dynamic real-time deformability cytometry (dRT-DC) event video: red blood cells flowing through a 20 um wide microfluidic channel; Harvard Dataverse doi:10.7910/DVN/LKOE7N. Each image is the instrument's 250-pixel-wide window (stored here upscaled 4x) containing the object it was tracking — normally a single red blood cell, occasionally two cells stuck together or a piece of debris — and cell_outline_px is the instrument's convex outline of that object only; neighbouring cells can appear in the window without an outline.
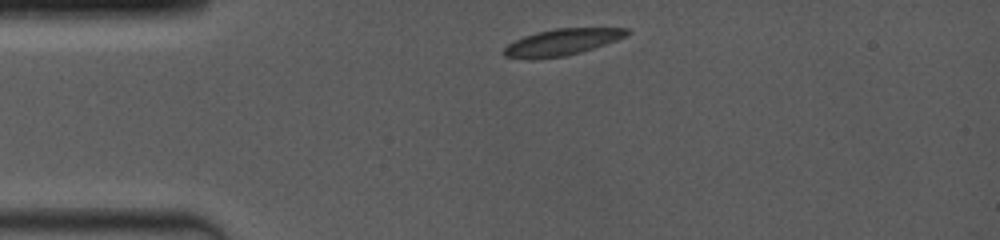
{"species": "common noctule bat (a hibernating species)", "species_latin": "Nyctalus noctula", "temperature_condition": "room temperature", "stored_images_in_passage": 29, "camera_frame_rate_fps": 4000, "um_per_image_px": 0.085, "animal": {"sex": "female", "body_mass_g": 19.0, "forearm_length_mm": 53.3}, "frame": {"image": 1, "passage_image": 1, "time_ms": 0.0, "image_size_px": [1000, 240], "cell_outline_px": [[632, 32], [628, 36], [580, 52], [564, 56], [532, 60], [528, 60], [504, 56], [500, 52], [508, 44], [524, 36], [536, 32], [556, 28], [628, 28]], "centroid_in_image_um": [47.73, 3.59], "position_along_channel_um": 37.3, "area_um2": 19.13}}
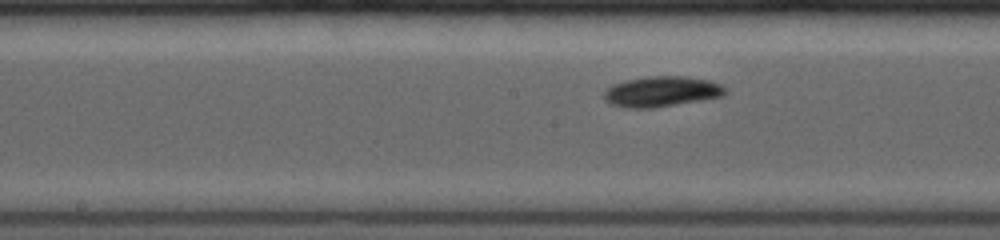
{"frame": {"image": 2, "passage_image": 13, "time_ms": 4.75, "image_size_px": [1000, 240], "cell_outline_px": [[728, 92], [724, 96], [652, 108], [624, 108], [608, 104], [604, 100], [604, 92], [612, 84], [624, 80], [648, 76], [684, 76], [708, 80], [720, 84]], "centroid_in_image_um": [56.19, 7.78], "position_along_channel_um": 192.0, "area_um2": 21.62}}
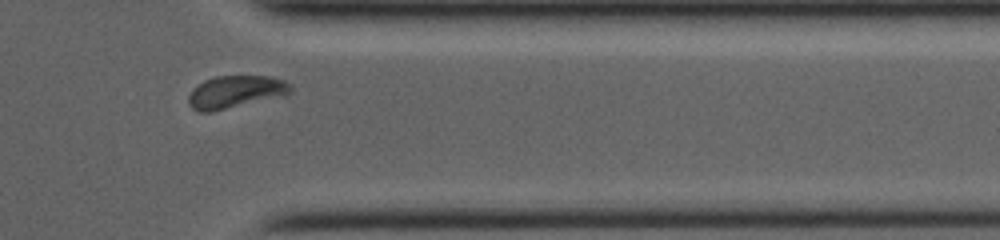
{"frame": {"image": 3, "passage_image": 25, "time_ms": 9.75, "image_size_px": [1000, 240], "cell_outline_px": [[292, 92], [284, 96], [212, 112], [200, 112], [192, 108], [188, 104], [188, 96], [192, 88], [204, 80], [216, 76], [272, 76], [284, 80], [292, 88]], "centroid_in_image_um": [20.01, 7.81], "position_along_channel_um": 391.4, "area_um2": 19.59}, "authors_computed_cell_mechanics": {"area_um2": 19.7676, "velocity_mm_per_s": 3.9797, "shape_relaxation_time_tau1_ms": 1.7306, "shape_relaxation_time_tau2_ms": null, "deformation_change_tau1": 0.0958, "deformation_change_tau2": null}}